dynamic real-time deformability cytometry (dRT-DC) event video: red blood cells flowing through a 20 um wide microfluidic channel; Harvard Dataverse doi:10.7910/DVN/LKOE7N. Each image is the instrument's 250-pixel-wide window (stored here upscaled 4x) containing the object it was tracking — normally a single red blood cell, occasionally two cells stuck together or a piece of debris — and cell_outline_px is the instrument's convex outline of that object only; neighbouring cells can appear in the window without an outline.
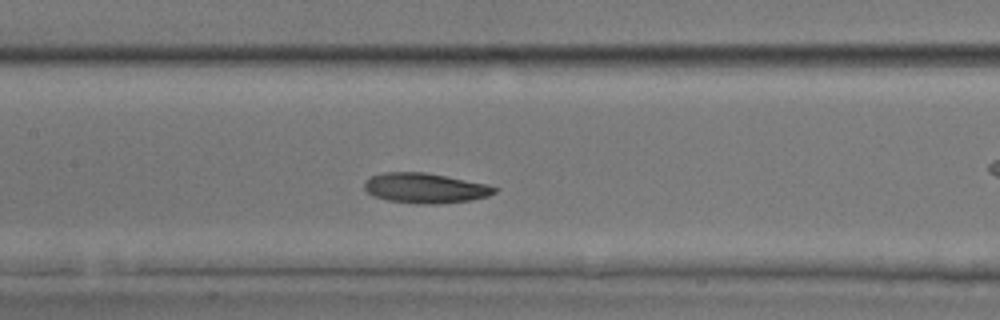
{"species": "common noctule bat (a hibernating species)", "species_latin": "Nyctalus noctula", "temperature_condition": "room temperature", "stored_images_in_passage": 44, "camera_frame_rate_fps": 3000, "um_per_image_px": 0.085, "animal": {"sex": "male", "body_mass_g": 17.9, "forearm_length_mm": 54.2}, "frame": {"image": 1, "passage_image": 19, "time_ms": 6.0, "image_size_px": [1000, 320], "cell_outline_px": [[496, 192], [488, 196], [472, 200], [436, 204], [416, 204], [388, 200], [372, 196], [364, 188], [364, 180], [372, 176], [384, 172], [424, 172], [488, 184], [496, 188]], "centroid_in_image_um": [36.12, 15.99], "position_along_channel_um": 171.3, "area_um2": 22.83}}